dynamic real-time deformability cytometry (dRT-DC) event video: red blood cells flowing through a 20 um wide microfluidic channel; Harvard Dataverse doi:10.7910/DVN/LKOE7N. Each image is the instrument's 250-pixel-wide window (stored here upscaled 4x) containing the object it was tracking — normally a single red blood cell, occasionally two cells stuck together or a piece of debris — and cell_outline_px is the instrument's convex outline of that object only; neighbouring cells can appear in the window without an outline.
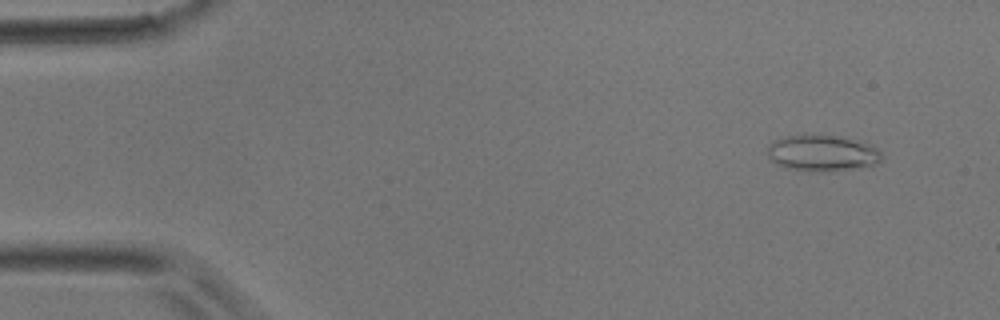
{"species": "common noctule bat (a hibernating species)", "species_latin": "Nyctalus noctula", "temperature_condition": "room temperature", "stored_images_in_passage": 3, "camera_frame_rate_fps": 3000, "um_per_image_px": 0.085, "animal": {"sex": "male", "body_mass_g": 17.9}, "frame": {"image": 1, "passage_image": 1, "time_ms": 0.0, "image_size_px": [1000, 320], "cell_outline_px": [[880, 160], [872, 164], [856, 168], [816, 172], [784, 168], [776, 164], [768, 156], [768, 144], [772, 140], [804, 132], [832, 136], [868, 144], [876, 148], [880, 152]], "centroid_in_image_um": [69.77, 13.0], "position_along_channel_um": 15.2, "area_um2": 23.99}}